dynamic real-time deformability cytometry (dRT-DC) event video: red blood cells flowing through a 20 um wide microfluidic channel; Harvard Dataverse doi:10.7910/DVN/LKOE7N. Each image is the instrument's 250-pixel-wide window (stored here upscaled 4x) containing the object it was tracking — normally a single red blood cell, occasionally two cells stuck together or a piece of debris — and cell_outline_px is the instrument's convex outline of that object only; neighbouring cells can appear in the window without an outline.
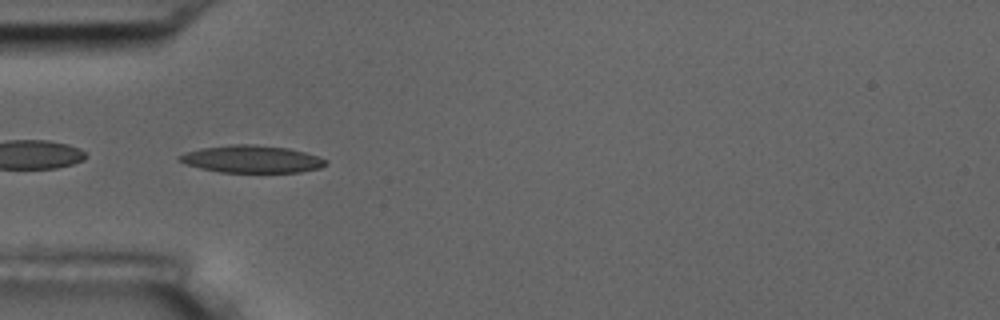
{"species": "common noctule bat (a hibernating species)", "species_latin": "Nyctalus noctula", "temperature_condition": "room temperature", "stored_images_in_passage": 6, "camera_frame_rate_fps": 3000, "um_per_image_px": 0.085, "animal": {"sex": "male", "body_mass_g": 17.5, "forearm_length_mm": 52.3}, "frame": {"image": 1, "passage_image": 6, "time_ms": 1.667, "image_size_px": [1000, 320], "cell_outline_px": [[328, 164], [320, 168], [300, 172], [220, 172], [200, 168], [176, 160], [176, 156], [184, 152], [200, 148], [232, 144], [252, 144], [288, 148], [304, 152], [328, 160]], "centroid_in_image_um": [21.37, 13.52], "position_along_channel_um": 63.6, "area_um2": 23.41}}